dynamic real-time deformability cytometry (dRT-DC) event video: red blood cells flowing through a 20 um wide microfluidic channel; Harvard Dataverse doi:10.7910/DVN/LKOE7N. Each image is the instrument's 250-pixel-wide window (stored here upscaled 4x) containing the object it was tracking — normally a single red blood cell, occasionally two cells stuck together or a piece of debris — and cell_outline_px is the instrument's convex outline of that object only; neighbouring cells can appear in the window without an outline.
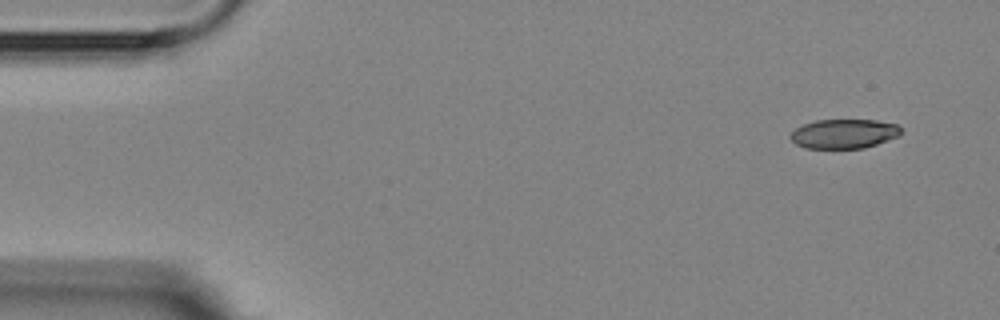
{"species": "Egyptian fruit bat (a non-hibernating species)", "species_latin": "Rousettus aegyptiacus", "temperature_condition": "room temperature", "stored_images_in_passage": 8, "camera_frame_rate_fps": 3000, "um_per_image_px": 0.085, "animal": {"sex": "female"}, "frame": {"image": 1, "passage_image": 1, "time_ms": 0.0, "image_size_px": [1000, 320], "cell_outline_px": [[900, 136], [864, 148], [804, 148], [796, 144], [788, 136], [796, 128], [804, 124], [816, 120], [876, 120], [896, 124], [900, 128]], "centroid_in_image_um": [71.72, 11.37], "position_along_channel_um": 13.3, "area_um2": 18.84}}
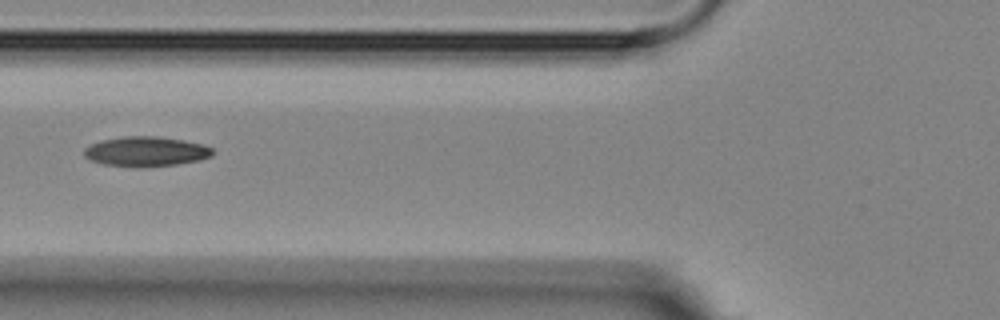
{"frame": {"image": 2, "passage_image": 6, "time_ms": 5.667, "image_size_px": [1000, 320], "cell_outline_px": [[212, 156], [200, 160], [176, 164], [140, 168], [136, 168], [104, 164], [92, 160], [84, 156], [84, 148], [100, 140], [124, 136], [156, 136], [184, 140], [204, 144], [212, 148]], "centroid_in_image_um": [12.41, 12.88], "position_along_channel_um": 113.4, "area_um2": 22.48}}
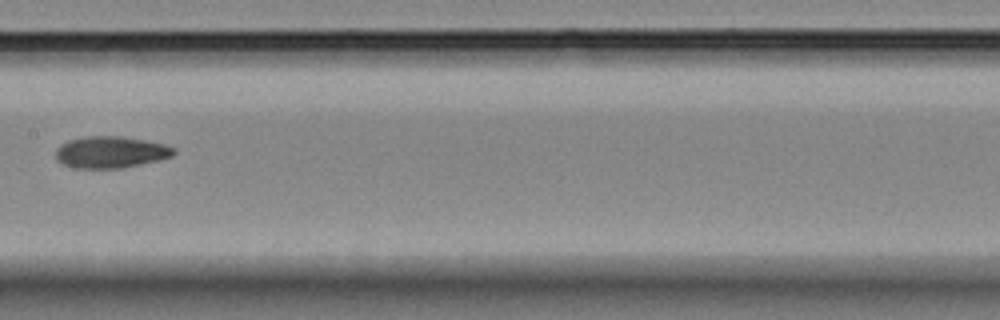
{"frame": {"image": 3, "passage_image": 8, "time_ms": 8.0, "image_size_px": [1000, 320], "cell_outline_px": [[176, 152], [172, 156], [156, 160], [120, 168], [72, 168], [56, 160], [56, 148], [60, 144], [68, 140], [84, 136], [120, 136], [144, 140], [164, 144], [176, 148]], "centroid_in_image_um": [9.36, 12.92], "position_along_channel_um": 198.0, "area_um2": 21.73}}